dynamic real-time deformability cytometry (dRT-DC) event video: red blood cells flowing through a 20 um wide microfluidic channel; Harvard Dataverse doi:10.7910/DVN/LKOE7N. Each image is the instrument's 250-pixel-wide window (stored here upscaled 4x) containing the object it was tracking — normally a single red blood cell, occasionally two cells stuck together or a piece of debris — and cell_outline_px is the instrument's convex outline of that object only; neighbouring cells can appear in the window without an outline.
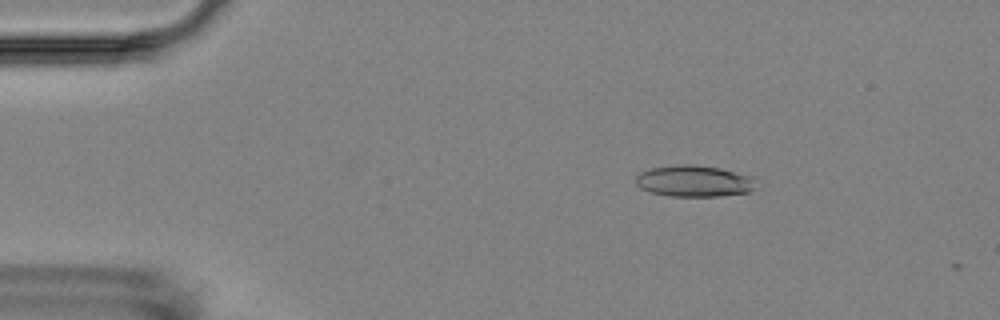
{"species": "Egyptian fruit bat (a non-hibernating species)", "species_latin": "Rousettus aegyptiacus", "temperature_condition": "room temperature", "stored_images_in_passage": 5, "camera_frame_rate_fps": 3000, "um_per_image_px": 0.085, "animal": {"sex": "female"}, "frame": {"image": 1, "passage_image": 3, "time_ms": 2.333, "image_size_px": [1000, 320], "cell_outline_px": [[752, 192], [720, 196], [668, 196], [652, 192], [640, 188], [636, 184], [636, 176], [640, 172], [648, 168], [676, 164], [692, 164], [720, 168], [752, 176]], "centroid_in_image_um": [58.94, 15.38], "position_along_channel_um": 26.1, "area_um2": 22.02}}